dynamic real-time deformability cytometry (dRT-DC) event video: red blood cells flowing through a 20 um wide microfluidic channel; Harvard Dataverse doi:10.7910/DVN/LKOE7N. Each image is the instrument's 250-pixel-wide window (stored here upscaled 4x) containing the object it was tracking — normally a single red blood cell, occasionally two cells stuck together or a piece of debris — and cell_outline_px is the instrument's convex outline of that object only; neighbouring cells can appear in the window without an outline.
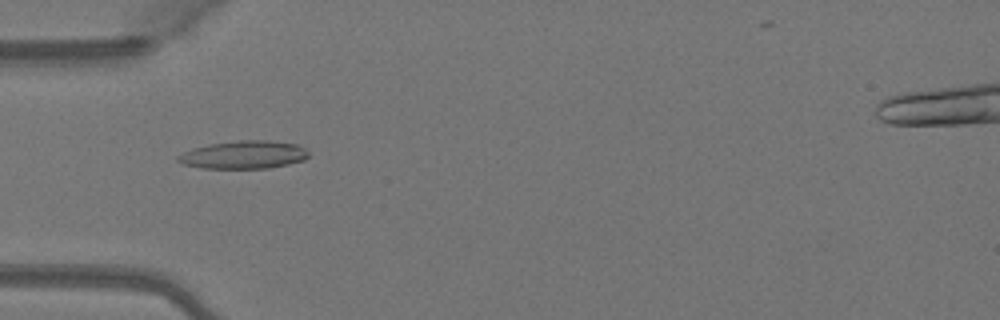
{"species": "Egyptian fruit bat (a non-hibernating species)", "species_latin": "Rousettus aegyptiacus", "temperature_condition": "warm", "stored_images_in_passage": 49, "camera_frame_rate_fps": 3000, "um_per_image_px": 0.085, "animal": {"sex": "female"}, "frame": {"image": 1, "passage_image": 16, "time_ms": 5.0, "image_size_px": [1000, 320], "cell_outline_px": [[308, 156], [304, 160], [288, 164], [268, 168], [200, 168], [184, 164], [176, 160], [176, 156], [192, 148], [212, 144], [240, 140], [268, 140], [296, 144], [304, 148], [308, 152]], "centroid_in_image_um": [20.71, 13.16], "position_along_channel_um": 64.3, "area_um2": 21.15}}
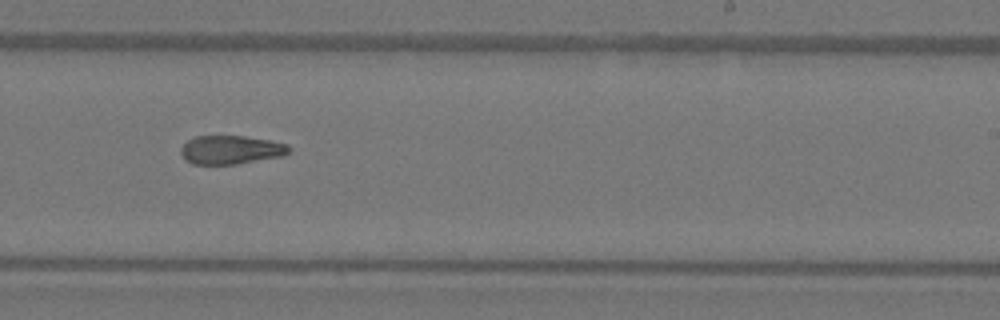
{"frame": {"image": 2, "passage_image": 31, "time_ms": 10.0, "image_size_px": [1000, 320], "cell_outline_px": [[292, 148], [284, 156], [236, 164], [192, 164], [180, 152], [180, 148], [188, 140], [196, 136], [244, 136], [268, 140], [288, 144]], "centroid_in_image_um": [19.66, 12.73], "position_along_channel_um": 269.3, "area_um2": 17.98}}
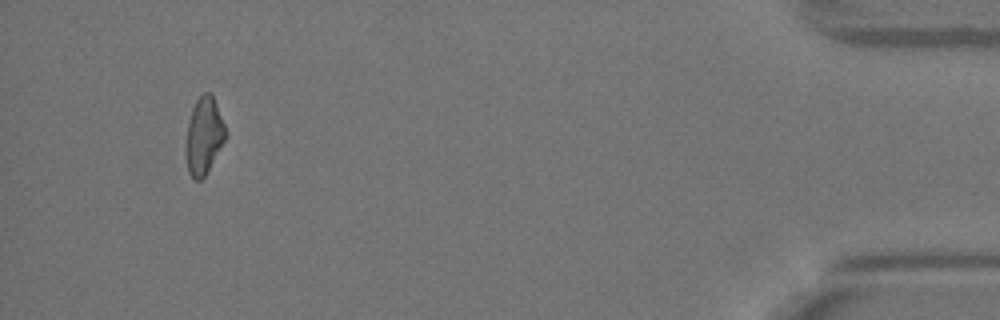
{"frame": {"image": 3, "passage_image": 47, "time_ms": 15.333, "image_size_px": [1000, 320], "cell_outline_px": [[224, 140], [204, 176], [200, 180], [196, 180], [188, 172], [184, 156], [184, 144], [188, 120], [192, 108], [196, 100], [204, 92], [212, 92], [224, 124]], "centroid_in_image_um": [17.26, 11.52], "position_along_channel_um": 417.9, "area_um2": 17.74}}